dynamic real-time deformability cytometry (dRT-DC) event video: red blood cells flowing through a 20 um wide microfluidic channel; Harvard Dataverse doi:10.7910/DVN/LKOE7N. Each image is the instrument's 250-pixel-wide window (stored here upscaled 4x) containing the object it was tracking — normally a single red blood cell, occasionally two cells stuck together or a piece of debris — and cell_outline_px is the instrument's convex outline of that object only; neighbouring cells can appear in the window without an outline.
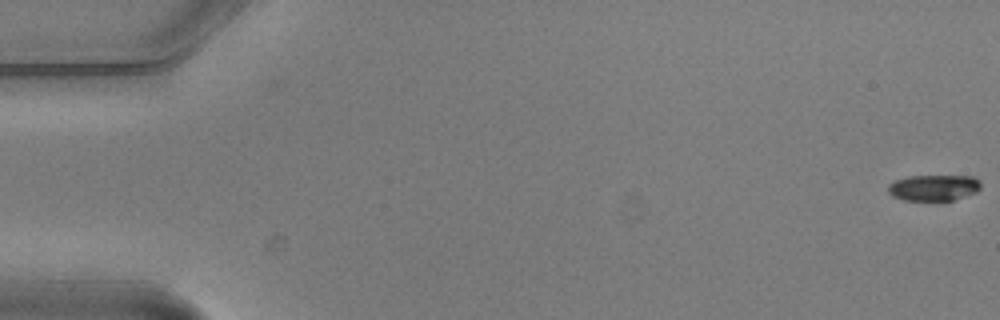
{"species": "common noctule bat (a hibernating species)", "species_latin": "Nyctalus noctula", "temperature_condition": "warm", "stored_images_in_passage": 2, "camera_frame_rate_fps": 3000, "um_per_image_px": 0.085, "animal": {"sex": "male", "body_mass_g": 20.5, "forearm_length_mm": 52.5}, "frame": {"image": 1, "passage_image": 2, "time_ms": 0.333, "image_size_px": [1000, 320], "cell_outline_px": [[980, 188], [976, 192], [952, 200], [904, 200], [892, 196], [888, 192], [888, 184], [896, 180], [908, 176], [972, 176], [980, 180]], "centroid_in_image_um": [79.35, 15.95], "position_along_channel_um": 5.6, "area_um2": 13.99}}